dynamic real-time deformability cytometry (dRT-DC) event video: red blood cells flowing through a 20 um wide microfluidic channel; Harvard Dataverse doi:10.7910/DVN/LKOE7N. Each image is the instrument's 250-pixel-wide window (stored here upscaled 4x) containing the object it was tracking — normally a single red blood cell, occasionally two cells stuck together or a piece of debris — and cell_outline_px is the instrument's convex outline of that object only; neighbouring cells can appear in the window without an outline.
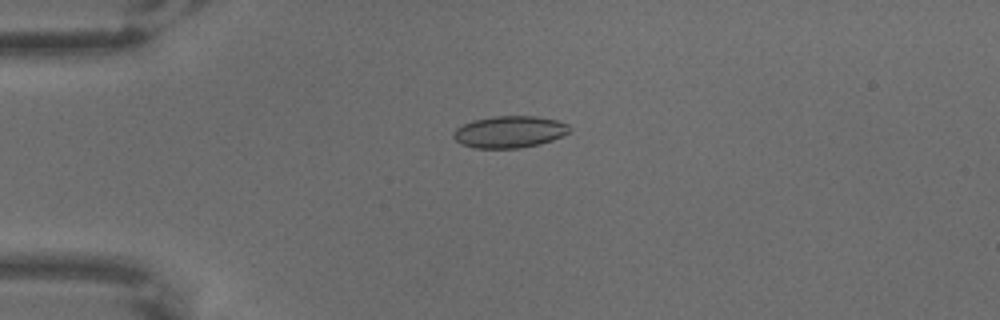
{"species": "common noctule bat (a hibernating species)", "species_latin": "Nyctalus noctula", "temperature_condition": "warm", "stored_images_in_passage": 7, "camera_frame_rate_fps": 3000, "um_per_image_px": 0.085, "animal": {"sex": "male", "body_mass_g": 18.8}, "frame": {"image": 1, "passage_image": 5, "time_ms": 1.333, "image_size_px": [1000, 320], "cell_outline_px": [[572, 128], [568, 132], [552, 140], [540, 144], [520, 148], [476, 148], [460, 144], [452, 136], [452, 132], [456, 128], [472, 120], [492, 116], [536, 116], [556, 120], [568, 124]], "centroid_in_image_um": [43.28, 11.2], "position_along_channel_um": 41.7, "area_um2": 21.62}}
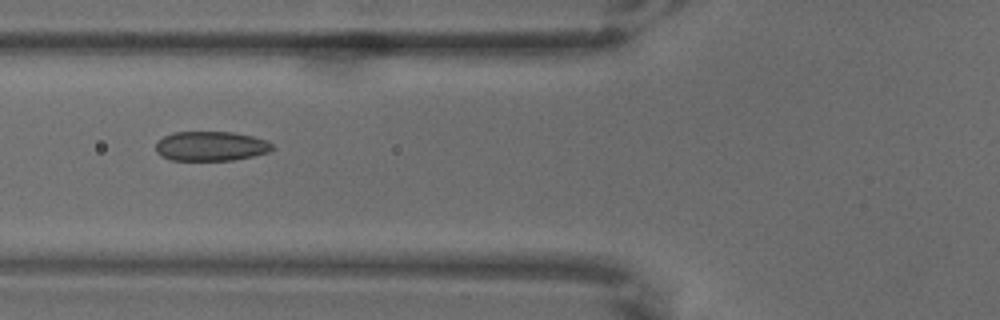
{"frame": {"image": 2, "passage_image": 7, "time_ms": 2.0, "image_size_px": [1000, 320], "cell_outline_px": [[276, 148], [268, 152], [252, 156], [232, 160], [172, 160], [160, 156], [156, 152], [156, 140], [172, 132], [232, 132], [252, 136], [264, 140], [272, 144]], "centroid_in_image_um": [17.89, 12.42], "position_along_channel_um": 107.9, "area_um2": 20.11}}